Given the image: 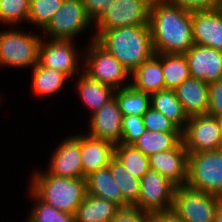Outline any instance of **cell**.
<instances>
[{
  "mask_svg": "<svg viewBox=\"0 0 222 222\" xmlns=\"http://www.w3.org/2000/svg\"><path fill=\"white\" fill-rule=\"evenodd\" d=\"M149 27L155 54H185L194 45L191 11L153 0Z\"/></svg>",
  "mask_w": 222,
  "mask_h": 222,
  "instance_id": "1",
  "label": "cell"
},
{
  "mask_svg": "<svg viewBox=\"0 0 222 222\" xmlns=\"http://www.w3.org/2000/svg\"><path fill=\"white\" fill-rule=\"evenodd\" d=\"M96 41L130 73L155 54L149 25L107 30Z\"/></svg>",
  "mask_w": 222,
  "mask_h": 222,
  "instance_id": "2",
  "label": "cell"
},
{
  "mask_svg": "<svg viewBox=\"0 0 222 222\" xmlns=\"http://www.w3.org/2000/svg\"><path fill=\"white\" fill-rule=\"evenodd\" d=\"M29 189L44 203L59 211L75 215L86 194V178L59 177L36 172Z\"/></svg>",
  "mask_w": 222,
  "mask_h": 222,
  "instance_id": "3",
  "label": "cell"
},
{
  "mask_svg": "<svg viewBox=\"0 0 222 222\" xmlns=\"http://www.w3.org/2000/svg\"><path fill=\"white\" fill-rule=\"evenodd\" d=\"M186 185L222 198V149L189 153Z\"/></svg>",
  "mask_w": 222,
  "mask_h": 222,
  "instance_id": "4",
  "label": "cell"
},
{
  "mask_svg": "<svg viewBox=\"0 0 222 222\" xmlns=\"http://www.w3.org/2000/svg\"><path fill=\"white\" fill-rule=\"evenodd\" d=\"M222 198L187 185L177 186L174 191L172 212L183 222H214Z\"/></svg>",
  "mask_w": 222,
  "mask_h": 222,
  "instance_id": "5",
  "label": "cell"
},
{
  "mask_svg": "<svg viewBox=\"0 0 222 222\" xmlns=\"http://www.w3.org/2000/svg\"><path fill=\"white\" fill-rule=\"evenodd\" d=\"M153 0H113L95 21L97 39L104 31L119 27L149 25Z\"/></svg>",
  "mask_w": 222,
  "mask_h": 222,
  "instance_id": "6",
  "label": "cell"
},
{
  "mask_svg": "<svg viewBox=\"0 0 222 222\" xmlns=\"http://www.w3.org/2000/svg\"><path fill=\"white\" fill-rule=\"evenodd\" d=\"M42 38L20 31L0 32V65L24 68L38 63Z\"/></svg>",
  "mask_w": 222,
  "mask_h": 222,
  "instance_id": "7",
  "label": "cell"
},
{
  "mask_svg": "<svg viewBox=\"0 0 222 222\" xmlns=\"http://www.w3.org/2000/svg\"><path fill=\"white\" fill-rule=\"evenodd\" d=\"M91 45L86 53L84 69L85 73L94 80L112 87L117 90L124 88V81L131 76V73L105 48H103L95 39H92ZM123 84V85H122ZM121 86V87H120Z\"/></svg>",
  "mask_w": 222,
  "mask_h": 222,
  "instance_id": "8",
  "label": "cell"
},
{
  "mask_svg": "<svg viewBox=\"0 0 222 222\" xmlns=\"http://www.w3.org/2000/svg\"><path fill=\"white\" fill-rule=\"evenodd\" d=\"M181 138L188 154L222 149L218 121L210 114L189 117Z\"/></svg>",
  "mask_w": 222,
  "mask_h": 222,
  "instance_id": "9",
  "label": "cell"
},
{
  "mask_svg": "<svg viewBox=\"0 0 222 222\" xmlns=\"http://www.w3.org/2000/svg\"><path fill=\"white\" fill-rule=\"evenodd\" d=\"M91 22L82 0H64L43 32L51 39L74 40Z\"/></svg>",
  "mask_w": 222,
  "mask_h": 222,
  "instance_id": "10",
  "label": "cell"
},
{
  "mask_svg": "<svg viewBox=\"0 0 222 222\" xmlns=\"http://www.w3.org/2000/svg\"><path fill=\"white\" fill-rule=\"evenodd\" d=\"M140 195L134 205L149 213L172 211L176 186L155 170L140 179Z\"/></svg>",
  "mask_w": 222,
  "mask_h": 222,
  "instance_id": "11",
  "label": "cell"
},
{
  "mask_svg": "<svg viewBox=\"0 0 222 222\" xmlns=\"http://www.w3.org/2000/svg\"><path fill=\"white\" fill-rule=\"evenodd\" d=\"M73 40L51 39L41 40L38 63L50 69L64 73L68 78L76 75L79 68L76 48ZM76 72V73H75Z\"/></svg>",
  "mask_w": 222,
  "mask_h": 222,
  "instance_id": "12",
  "label": "cell"
},
{
  "mask_svg": "<svg viewBox=\"0 0 222 222\" xmlns=\"http://www.w3.org/2000/svg\"><path fill=\"white\" fill-rule=\"evenodd\" d=\"M150 169L177 186L187 184L188 152L182 141L172 150L148 156Z\"/></svg>",
  "mask_w": 222,
  "mask_h": 222,
  "instance_id": "13",
  "label": "cell"
},
{
  "mask_svg": "<svg viewBox=\"0 0 222 222\" xmlns=\"http://www.w3.org/2000/svg\"><path fill=\"white\" fill-rule=\"evenodd\" d=\"M184 55L191 77L207 83L222 79V51L194 44Z\"/></svg>",
  "mask_w": 222,
  "mask_h": 222,
  "instance_id": "14",
  "label": "cell"
},
{
  "mask_svg": "<svg viewBox=\"0 0 222 222\" xmlns=\"http://www.w3.org/2000/svg\"><path fill=\"white\" fill-rule=\"evenodd\" d=\"M193 43L222 51V7L192 11Z\"/></svg>",
  "mask_w": 222,
  "mask_h": 222,
  "instance_id": "15",
  "label": "cell"
},
{
  "mask_svg": "<svg viewBox=\"0 0 222 222\" xmlns=\"http://www.w3.org/2000/svg\"><path fill=\"white\" fill-rule=\"evenodd\" d=\"M47 172L51 175L67 178H82V155L80 135L70 136L55 150Z\"/></svg>",
  "mask_w": 222,
  "mask_h": 222,
  "instance_id": "16",
  "label": "cell"
},
{
  "mask_svg": "<svg viewBox=\"0 0 222 222\" xmlns=\"http://www.w3.org/2000/svg\"><path fill=\"white\" fill-rule=\"evenodd\" d=\"M91 115L88 135L114 145L121 142L123 115L115 97Z\"/></svg>",
  "mask_w": 222,
  "mask_h": 222,
  "instance_id": "17",
  "label": "cell"
},
{
  "mask_svg": "<svg viewBox=\"0 0 222 222\" xmlns=\"http://www.w3.org/2000/svg\"><path fill=\"white\" fill-rule=\"evenodd\" d=\"M80 152L82 155V178L109 165L114 156V144L90 135L80 134Z\"/></svg>",
  "mask_w": 222,
  "mask_h": 222,
  "instance_id": "18",
  "label": "cell"
},
{
  "mask_svg": "<svg viewBox=\"0 0 222 222\" xmlns=\"http://www.w3.org/2000/svg\"><path fill=\"white\" fill-rule=\"evenodd\" d=\"M208 90L209 83L191 76L175 89L188 117L208 114Z\"/></svg>",
  "mask_w": 222,
  "mask_h": 222,
  "instance_id": "19",
  "label": "cell"
},
{
  "mask_svg": "<svg viewBox=\"0 0 222 222\" xmlns=\"http://www.w3.org/2000/svg\"><path fill=\"white\" fill-rule=\"evenodd\" d=\"M131 75L134 78V82L130 84L144 93L151 95L159 90L165 89L162 54H154L134 70Z\"/></svg>",
  "mask_w": 222,
  "mask_h": 222,
  "instance_id": "20",
  "label": "cell"
},
{
  "mask_svg": "<svg viewBox=\"0 0 222 222\" xmlns=\"http://www.w3.org/2000/svg\"><path fill=\"white\" fill-rule=\"evenodd\" d=\"M119 208L107 199L86 194L75 213V222H111Z\"/></svg>",
  "mask_w": 222,
  "mask_h": 222,
  "instance_id": "21",
  "label": "cell"
},
{
  "mask_svg": "<svg viewBox=\"0 0 222 222\" xmlns=\"http://www.w3.org/2000/svg\"><path fill=\"white\" fill-rule=\"evenodd\" d=\"M77 81V92L92 114L114 98L115 89L89 77L85 72Z\"/></svg>",
  "mask_w": 222,
  "mask_h": 222,
  "instance_id": "22",
  "label": "cell"
},
{
  "mask_svg": "<svg viewBox=\"0 0 222 222\" xmlns=\"http://www.w3.org/2000/svg\"><path fill=\"white\" fill-rule=\"evenodd\" d=\"M86 187L87 194L107 199L119 207H123L122 193L108 166L86 176Z\"/></svg>",
  "mask_w": 222,
  "mask_h": 222,
  "instance_id": "23",
  "label": "cell"
},
{
  "mask_svg": "<svg viewBox=\"0 0 222 222\" xmlns=\"http://www.w3.org/2000/svg\"><path fill=\"white\" fill-rule=\"evenodd\" d=\"M150 105L169 118L181 131L185 128L184 125H186L189 117L174 89H162L151 94Z\"/></svg>",
  "mask_w": 222,
  "mask_h": 222,
  "instance_id": "24",
  "label": "cell"
},
{
  "mask_svg": "<svg viewBox=\"0 0 222 222\" xmlns=\"http://www.w3.org/2000/svg\"><path fill=\"white\" fill-rule=\"evenodd\" d=\"M32 70V90L35 96L46 97L54 95L65 85L69 79L64 73L41 66L39 63L34 65Z\"/></svg>",
  "mask_w": 222,
  "mask_h": 222,
  "instance_id": "25",
  "label": "cell"
},
{
  "mask_svg": "<svg viewBox=\"0 0 222 222\" xmlns=\"http://www.w3.org/2000/svg\"><path fill=\"white\" fill-rule=\"evenodd\" d=\"M123 196V207L134 206L140 195V179L136 178L113 156L108 165Z\"/></svg>",
  "mask_w": 222,
  "mask_h": 222,
  "instance_id": "26",
  "label": "cell"
},
{
  "mask_svg": "<svg viewBox=\"0 0 222 222\" xmlns=\"http://www.w3.org/2000/svg\"><path fill=\"white\" fill-rule=\"evenodd\" d=\"M182 141L181 132H156L146 130L133 144L144 155L174 149Z\"/></svg>",
  "mask_w": 222,
  "mask_h": 222,
  "instance_id": "27",
  "label": "cell"
},
{
  "mask_svg": "<svg viewBox=\"0 0 222 222\" xmlns=\"http://www.w3.org/2000/svg\"><path fill=\"white\" fill-rule=\"evenodd\" d=\"M117 100L123 116L137 115L143 117L150 105V94L137 90L131 84L115 90Z\"/></svg>",
  "mask_w": 222,
  "mask_h": 222,
  "instance_id": "28",
  "label": "cell"
},
{
  "mask_svg": "<svg viewBox=\"0 0 222 222\" xmlns=\"http://www.w3.org/2000/svg\"><path fill=\"white\" fill-rule=\"evenodd\" d=\"M165 89H176L190 77L189 64L184 54H162Z\"/></svg>",
  "mask_w": 222,
  "mask_h": 222,
  "instance_id": "29",
  "label": "cell"
},
{
  "mask_svg": "<svg viewBox=\"0 0 222 222\" xmlns=\"http://www.w3.org/2000/svg\"><path fill=\"white\" fill-rule=\"evenodd\" d=\"M114 156L124 165L130 174L141 179L150 169L149 159L134 145L115 144Z\"/></svg>",
  "mask_w": 222,
  "mask_h": 222,
  "instance_id": "30",
  "label": "cell"
},
{
  "mask_svg": "<svg viewBox=\"0 0 222 222\" xmlns=\"http://www.w3.org/2000/svg\"><path fill=\"white\" fill-rule=\"evenodd\" d=\"M64 0H30L28 23L44 29L53 15L60 9Z\"/></svg>",
  "mask_w": 222,
  "mask_h": 222,
  "instance_id": "31",
  "label": "cell"
},
{
  "mask_svg": "<svg viewBox=\"0 0 222 222\" xmlns=\"http://www.w3.org/2000/svg\"><path fill=\"white\" fill-rule=\"evenodd\" d=\"M30 194L36 203L28 217V222H75V215L59 211L44 203L31 190Z\"/></svg>",
  "mask_w": 222,
  "mask_h": 222,
  "instance_id": "32",
  "label": "cell"
},
{
  "mask_svg": "<svg viewBox=\"0 0 222 222\" xmlns=\"http://www.w3.org/2000/svg\"><path fill=\"white\" fill-rule=\"evenodd\" d=\"M29 12L30 0H2L0 2V22L5 24L15 26L21 20L27 22Z\"/></svg>",
  "mask_w": 222,
  "mask_h": 222,
  "instance_id": "33",
  "label": "cell"
},
{
  "mask_svg": "<svg viewBox=\"0 0 222 222\" xmlns=\"http://www.w3.org/2000/svg\"><path fill=\"white\" fill-rule=\"evenodd\" d=\"M143 124L146 130L156 132H181V130L164 114L150 106L143 115Z\"/></svg>",
  "mask_w": 222,
  "mask_h": 222,
  "instance_id": "34",
  "label": "cell"
},
{
  "mask_svg": "<svg viewBox=\"0 0 222 222\" xmlns=\"http://www.w3.org/2000/svg\"><path fill=\"white\" fill-rule=\"evenodd\" d=\"M146 131L143 119L137 115H126L122 117V139L121 144L133 145Z\"/></svg>",
  "mask_w": 222,
  "mask_h": 222,
  "instance_id": "35",
  "label": "cell"
},
{
  "mask_svg": "<svg viewBox=\"0 0 222 222\" xmlns=\"http://www.w3.org/2000/svg\"><path fill=\"white\" fill-rule=\"evenodd\" d=\"M111 222H151V213L136 206L120 207Z\"/></svg>",
  "mask_w": 222,
  "mask_h": 222,
  "instance_id": "36",
  "label": "cell"
},
{
  "mask_svg": "<svg viewBox=\"0 0 222 222\" xmlns=\"http://www.w3.org/2000/svg\"><path fill=\"white\" fill-rule=\"evenodd\" d=\"M188 11L214 10L222 7V0H163Z\"/></svg>",
  "mask_w": 222,
  "mask_h": 222,
  "instance_id": "37",
  "label": "cell"
},
{
  "mask_svg": "<svg viewBox=\"0 0 222 222\" xmlns=\"http://www.w3.org/2000/svg\"><path fill=\"white\" fill-rule=\"evenodd\" d=\"M208 98V114H222V79L209 83Z\"/></svg>",
  "mask_w": 222,
  "mask_h": 222,
  "instance_id": "38",
  "label": "cell"
},
{
  "mask_svg": "<svg viewBox=\"0 0 222 222\" xmlns=\"http://www.w3.org/2000/svg\"><path fill=\"white\" fill-rule=\"evenodd\" d=\"M113 0H82L89 18L96 21Z\"/></svg>",
  "mask_w": 222,
  "mask_h": 222,
  "instance_id": "39",
  "label": "cell"
},
{
  "mask_svg": "<svg viewBox=\"0 0 222 222\" xmlns=\"http://www.w3.org/2000/svg\"><path fill=\"white\" fill-rule=\"evenodd\" d=\"M151 222H183L172 211L151 213Z\"/></svg>",
  "mask_w": 222,
  "mask_h": 222,
  "instance_id": "40",
  "label": "cell"
},
{
  "mask_svg": "<svg viewBox=\"0 0 222 222\" xmlns=\"http://www.w3.org/2000/svg\"><path fill=\"white\" fill-rule=\"evenodd\" d=\"M214 222H222V201L217 207Z\"/></svg>",
  "mask_w": 222,
  "mask_h": 222,
  "instance_id": "41",
  "label": "cell"
},
{
  "mask_svg": "<svg viewBox=\"0 0 222 222\" xmlns=\"http://www.w3.org/2000/svg\"><path fill=\"white\" fill-rule=\"evenodd\" d=\"M215 118L218 121L219 129H220L221 137H222V114L216 115Z\"/></svg>",
  "mask_w": 222,
  "mask_h": 222,
  "instance_id": "42",
  "label": "cell"
}]
</instances>
